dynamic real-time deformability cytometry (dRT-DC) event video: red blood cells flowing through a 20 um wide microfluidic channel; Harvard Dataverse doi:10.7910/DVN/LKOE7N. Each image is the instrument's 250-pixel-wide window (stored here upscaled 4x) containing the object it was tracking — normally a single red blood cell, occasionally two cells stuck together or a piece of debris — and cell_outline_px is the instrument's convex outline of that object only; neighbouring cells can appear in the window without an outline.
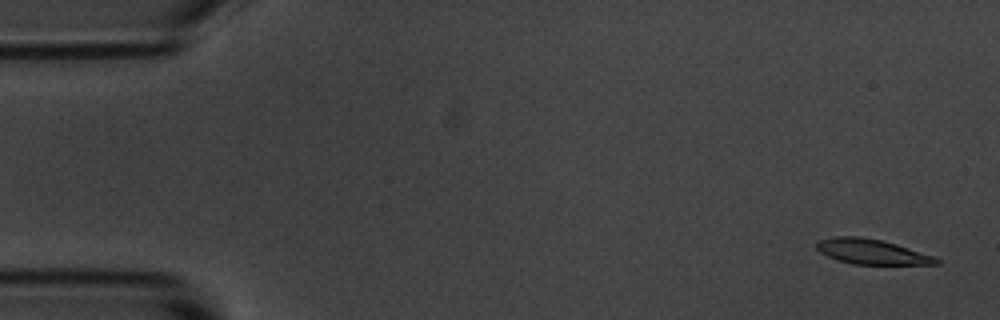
{"species": "common noctule bat (a hibernating species)", "species_latin": "Nyctalus noctula", "temperature_condition": "room temperature", "stored_images_in_passage": 6, "camera_frame_rate_fps": 3000, "um_per_image_px": 0.085, "animal": {"sex": "male", "body_mass_g": 20.1, "forearm_length_mm": 53.5}, "frame": {"image": 1, "passage_image": 1, "time_ms": 0.0, "image_size_px": [1000, 320], "cell_outline_px": [[940, 264], [852, 264], [836, 260], [820, 252], [816, 248], [816, 240], [836, 236], [860, 236], [884, 240], [932, 256], [940, 260]], "centroid_in_image_um": [74.03, 21.38], "position_along_channel_um": 11.0, "area_um2": 17.46}}
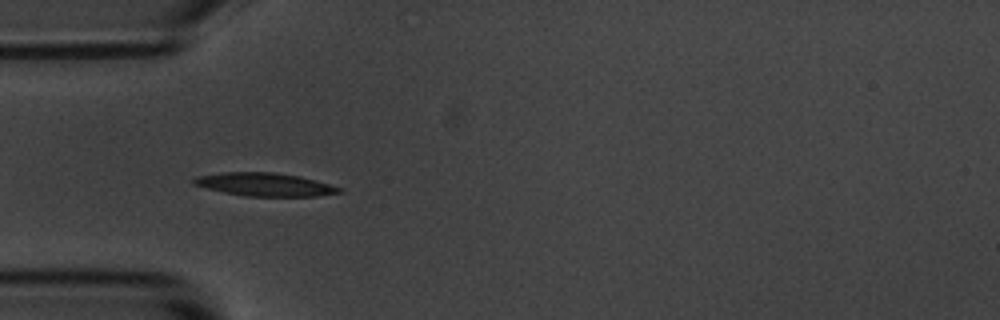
{"frame": {"image": 2, "passage_image": 5, "time_ms": 4.667, "image_size_px": [1000, 320], "cell_outline_px": [[344, 192], [320, 196], [244, 196], [224, 192], [192, 184], [192, 180], [196, 176], [220, 172], [276, 172], [300, 176], [328, 184], [340, 188]], "centroid_in_image_um": [22.49, 15.67], "position_along_channel_um": 62.5, "area_um2": 19.65}}